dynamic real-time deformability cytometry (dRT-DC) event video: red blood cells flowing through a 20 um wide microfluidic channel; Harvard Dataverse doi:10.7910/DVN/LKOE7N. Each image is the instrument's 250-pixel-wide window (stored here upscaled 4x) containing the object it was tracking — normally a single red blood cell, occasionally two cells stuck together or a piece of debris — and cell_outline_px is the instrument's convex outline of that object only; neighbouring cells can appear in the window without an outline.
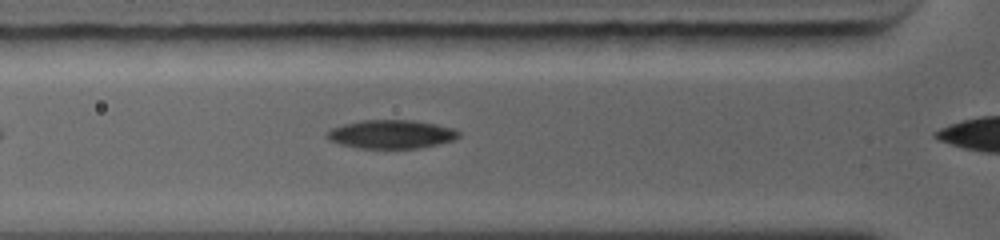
{"species": "common noctule bat (a hibernating species)", "species_latin": "Nyctalus noctula", "temperature_condition": "warm", "stored_images_in_passage": 15, "camera_frame_rate_fps": 5000, "um_per_image_px": 0.085, "animal": {"sex": "female", "body_mass_g": 19.0, "forearm_length_mm": 56.7}, "frame": {"image": 1, "passage_image": 3, "time_ms": 1.0, "image_size_px": [1000, 240], "cell_outline_px": [[460, 136], [452, 140], [436, 144], [416, 148], [360, 148], [340, 144], [328, 140], [324, 132], [332, 128], [344, 124], [364, 120], [412, 120], [436, 124], [456, 128], [460, 132]], "centroid_in_image_um": [33.24, 11.4], "position_along_channel_um": 92.6, "area_um2": 21.91}}
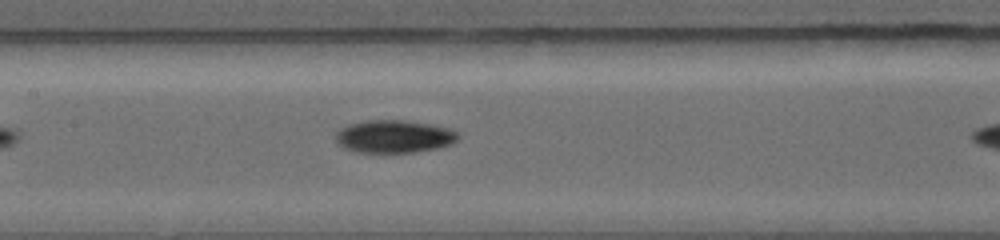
{"frame": {"image": 2, "passage_image": 7, "time_ms": 2.8, "image_size_px": [1000, 240], "cell_outline_px": [[460, 136], [452, 144], [440, 148], [416, 152], [384, 156], [356, 152], [344, 148], [336, 140], [336, 132], [340, 128], [348, 124], [364, 120], [404, 120], [428, 124], [448, 128], [460, 132]], "centroid_in_image_um": [33.49, 11.65], "position_along_channel_um": 173.9, "area_um2": 24.39}}
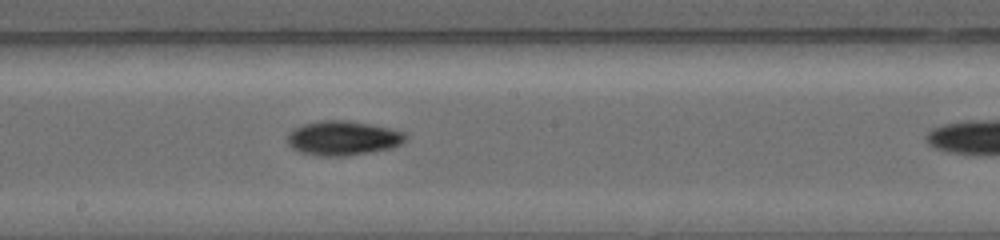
{"frame": {"image": 3, "passage_image": 9, "time_ms": 3.8, "image_size_px": [1000, 240], "cell_outline_px": [[408, 136], [400, 144], [392, 148], [344, 156], [316, 156], [300, 152], [292, 148], [288, 144], [288, 132], [292, 128], [304, 124], [320, 120], [344, 120], [368, 124], [388, 128], [404, 132]], "centroid_in_image_um": [29.1, 11.74], "position_along_channel_um": 219.1, "area_um2": 23.64}}